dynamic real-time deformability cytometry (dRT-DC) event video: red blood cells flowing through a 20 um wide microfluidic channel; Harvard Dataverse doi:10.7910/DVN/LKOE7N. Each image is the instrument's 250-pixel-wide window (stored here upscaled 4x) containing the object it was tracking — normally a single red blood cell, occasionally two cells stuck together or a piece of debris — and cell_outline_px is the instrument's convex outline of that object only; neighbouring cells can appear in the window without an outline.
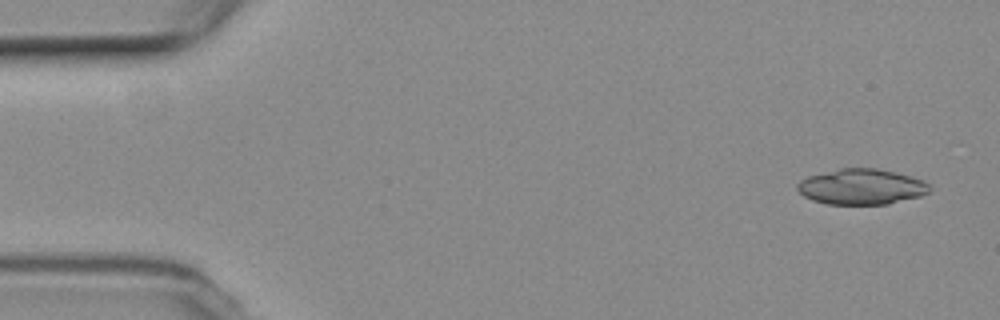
{"species": "common noctule bat (a hibernating species)", "species_latin": "Nyctalus noctula", "temperature_condition": "room temperature", "stored_images_in_passage": 4, "camera_frame_rate_fps": 3000, "um_per_image_px": 0.085, "animal": {"sex": "female", "body_mass_g": 19.3, "forearm_length_mm": 54.1}, "frame": {"image": 1, "passage_image": 1, "time_ms": 0.0, "image_size_px": [1000, 320], "cell_outline_px": [[932, 192], [920, 196], [888, 204], [828, 204], [812, 200], [804, 196], [796, 188], [796, 184], [800, 180], [808, 176], [840, 168], [876, 168], [896, 172], [912, 176], [924, 180], [932, 188]], "centroid_in_image_um": [73.26, 15.87], "position_along_channel_um": 11.7, "area_um2": 27.63}}